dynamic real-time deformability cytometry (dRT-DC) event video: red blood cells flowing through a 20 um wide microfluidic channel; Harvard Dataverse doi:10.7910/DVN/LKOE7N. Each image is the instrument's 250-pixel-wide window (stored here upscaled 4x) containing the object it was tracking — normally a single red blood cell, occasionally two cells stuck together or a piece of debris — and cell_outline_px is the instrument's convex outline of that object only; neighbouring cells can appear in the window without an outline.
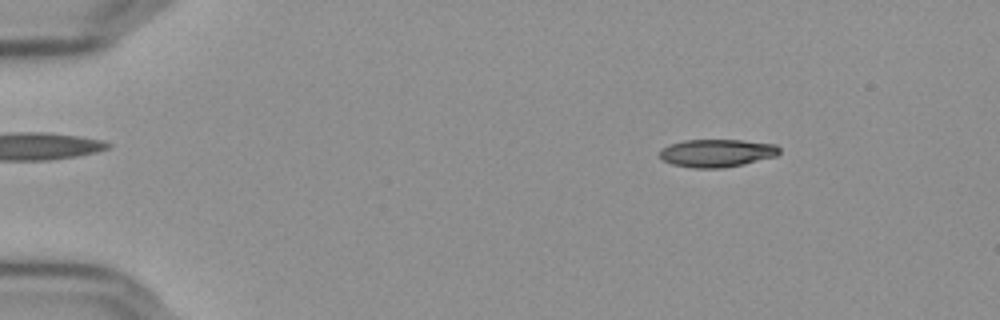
{"species": "Egyptian fruit bat (a non-hibernating species)", "species_latin": "Rousettus aegyptiacus", "temperature_condition": "cold", "stored_images_in_passage": 16, "camera_frame_rate_fps": 3000, "um_per_image_px": 0.085, "frame": {"image": 1, "passage_image": 8, "time_ms": 2.333, "image_size_px": [1000, 320], "cell_outline_px": [[780, 152], [776, 156], [744, 164], [720, 168], [696, 168], [672, 164], [664, 160], [660, 156], [660, 148], [668, 144], [684, 140], [744, 140], [776, 144], [780, 148]], "centroid_in_image_um": [60.94, 13.0], "position_along_channel_um": 24.1, "area_um2": 19.48}}